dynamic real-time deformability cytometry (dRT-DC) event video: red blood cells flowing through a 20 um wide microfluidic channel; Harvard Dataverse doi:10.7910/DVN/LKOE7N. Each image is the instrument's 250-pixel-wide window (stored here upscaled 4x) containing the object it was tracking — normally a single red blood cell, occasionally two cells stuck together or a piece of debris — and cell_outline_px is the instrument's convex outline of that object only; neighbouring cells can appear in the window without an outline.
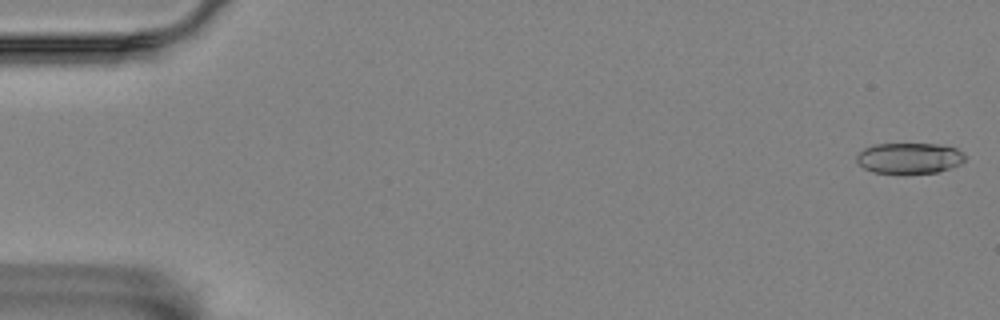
{"species": "Egyptian fruit bat (a non-hibernating species)", "species_latin": "Rousettus aegyptiacus", "temperature_condition": "room temperature", "stored_images_in_passage": 11, "camera_frame_rate_fps": 3000, "um_per_image_px": 0.085, "animal": {"sex": "female"}, "frame": {"image": 1, "passage_image": 1, "time_ms": 0.0, "image_size_px": [1000, 320], "cell_outline_px": [[964, 160], [960, 164], [952, 168], [936, 172], [904, 176], [872, 172], [856, 164], [856, 156], [864, 148], [872, 144], [940, 144], [956, 148], [964, 152]], "centroid_in_image_um": [77.26, 13.48], "position_along_channel_um": 7.7, "area_um2": 20.29}}
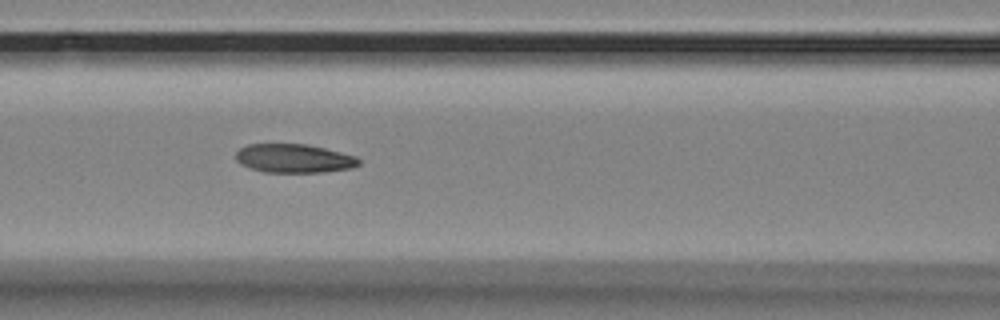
{"frame": {"image": 2, "passage_image": 7, "time_ms": 2.0, "image_size_px": [1000, 320], "cell_outline_px": [[360, 164], [352, 168], [324, 172], [264, 172], [240, 164], [236, 160], [236, 152], [240, 148], [248, 144], [308, 144], [356, 156], [360, 160]], "centroid_in_image_um": [24.99, 13.46], "position_along_channel_um": 141.6, "area_um2": 20.58}}
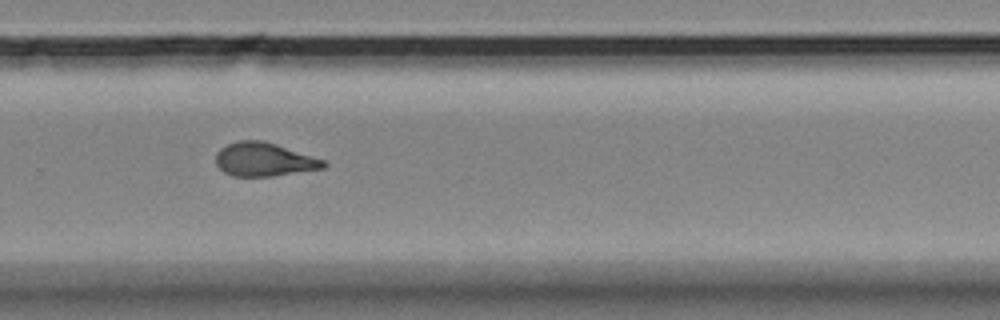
{"frame": {"image": 3, "passage_image": 11, "time_ms": 3.333, "image_size_px": [1000, 320], "cell_outline_px": [[328, 164], [324, 168], [272, 176], [232, 176], [224, 172], [216, 164], [216, 152], [220, 148], [236, 140], [264, 140], [324, 160]], "centroid_in_image_um": [22.42, 13.55], "position_along_channel_um": 307.4, "area_um2": 21.04}}